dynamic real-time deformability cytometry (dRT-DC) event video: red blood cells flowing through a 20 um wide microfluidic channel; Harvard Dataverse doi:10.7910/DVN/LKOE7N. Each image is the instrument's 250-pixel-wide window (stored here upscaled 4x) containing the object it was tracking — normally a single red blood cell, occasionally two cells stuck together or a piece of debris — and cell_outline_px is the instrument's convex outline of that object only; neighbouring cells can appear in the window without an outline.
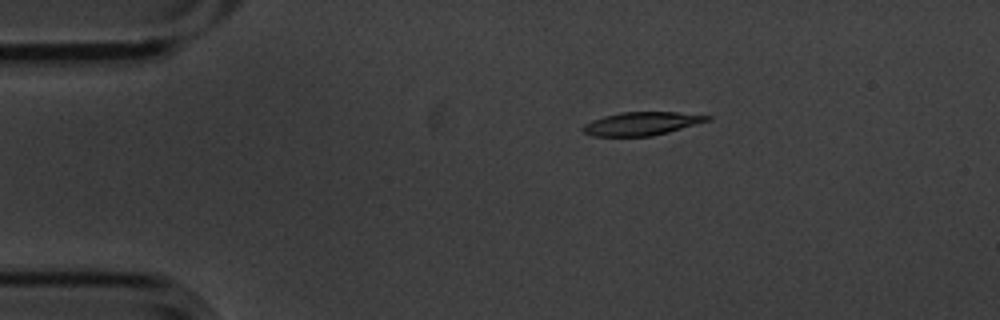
{"species": "common noctule bat (a hibernating species)", "species_latin": "Nyctalus noctula", "temperature_condition": "cold", "stored_images_in_passage": 5, "camera_frame_rate_fps": 3000, "um_per_image_px": 0.085, "animal": {"sex": "male", "body_mass_g": 20.1, "forearm_length_mm": 53.5}, "frame": {"image": 1, "passage_image": 1, "time_ms": 0.0, "image_size_px": [1000, 320], "cell_outline_px": [[712, 120], [668, 132], [652, 136], [592, 136], [584, 132], [580, 128], [584, 124], [592, 120], [604, 116], [620, 112], [676, 112], [712, 116]], "centroid_in_image_um": [54.54, 10.51], "position_along_channel_um": 30.5, "area_um2": 16.94}}
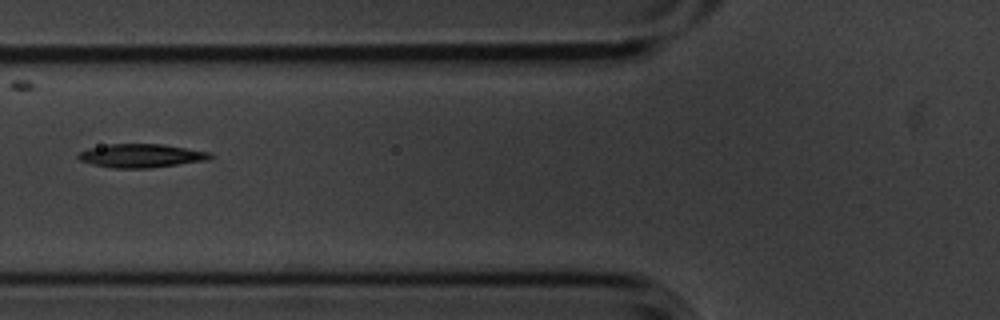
{"frame": {"image": 2, "passage_image": 4, "time_ms": 1.0, "image_size_px": [1000, 320], "cell_outline_px": [[212, 156], [208, 160], [148, 168], [112, 168], [92, 164], [80, 160], [76, 156], [80, 152], [88, 148], [108, 144], [164, 144], [212, 152]], "centroid_in_image_um": [12.0, 13.23], "position_along_channel_um": 113.8, "area_um2": 18.15}}
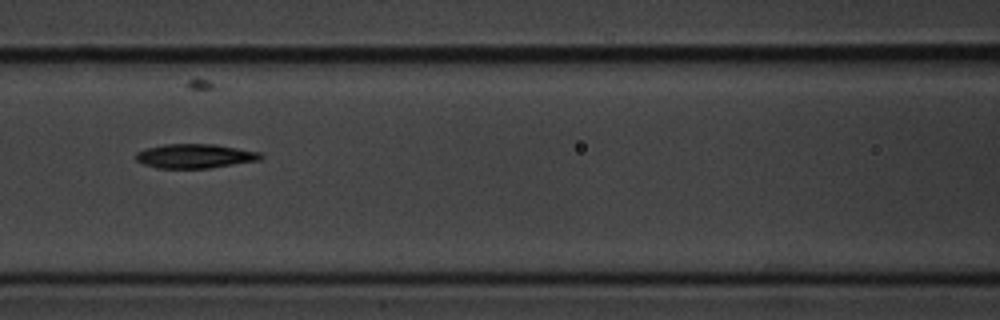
{"frame": {"image": 3, "passage_image": 5, "time_ms": 1.333, "image_size_px": [1000, 320], "cell_outline_px": [[264, 156], [260, 160], [208, 168], [156, 168], [144, 164], [136, 160], [136, 152], [144, 148], [164, 144], [216, 144], [260, 152]], "centroid_in_image_um": [16.56, 13.26], "position_along_channel_um": 150.0, "area_um2": 17.69}}